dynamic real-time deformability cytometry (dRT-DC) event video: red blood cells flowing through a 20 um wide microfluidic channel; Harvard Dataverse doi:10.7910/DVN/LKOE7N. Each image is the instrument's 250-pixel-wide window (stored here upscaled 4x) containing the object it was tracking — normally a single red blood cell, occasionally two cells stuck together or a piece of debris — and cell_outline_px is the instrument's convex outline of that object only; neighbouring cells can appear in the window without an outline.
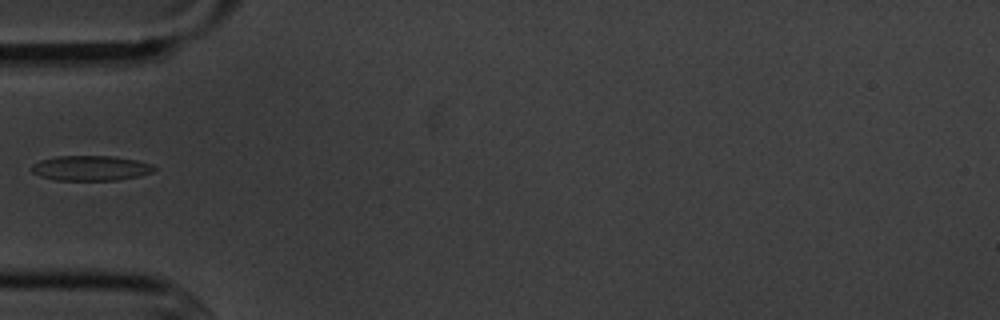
{"species": "common noctule bat (a hibernating species)", "species_latin": "Nyctalus noctula", "temperature_condition": "cold", "stored_images_in_passage": 1, "camera_frame_rate_fps": 3000, "um_per_image_px": 0.085, "animal": {"sex": "male", "body_mass_g": 20.1, "forearm_length_mm": 53.5}, "frame": {"image": 1, "passage_image": 1, "time_ms": 0.0, "image_size_px": [1000, 320], "cell_outline_px": [[156, 168], [152, 172], [140, 176], [120, 180], [56, 180], [40, 176], [32, 172], [32, 164], [40, 160], [56, 156], [116, 156], [136, 160], [152, 164]], "centroid_in_image_um": [7.73, 14.29], "position_along_channel_um": 77.3, "area_um2": 17.98}}